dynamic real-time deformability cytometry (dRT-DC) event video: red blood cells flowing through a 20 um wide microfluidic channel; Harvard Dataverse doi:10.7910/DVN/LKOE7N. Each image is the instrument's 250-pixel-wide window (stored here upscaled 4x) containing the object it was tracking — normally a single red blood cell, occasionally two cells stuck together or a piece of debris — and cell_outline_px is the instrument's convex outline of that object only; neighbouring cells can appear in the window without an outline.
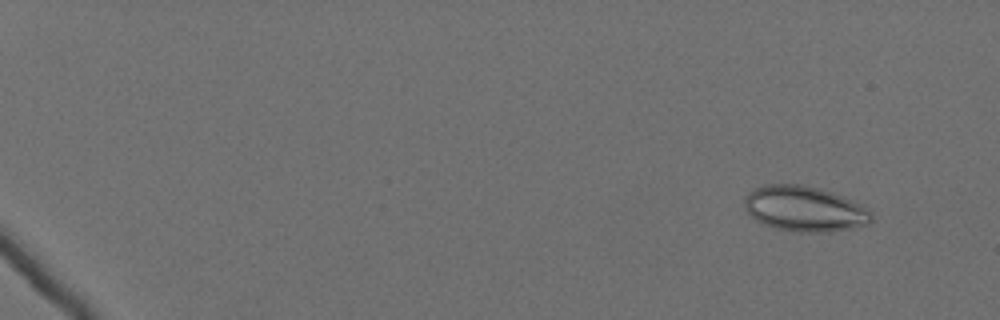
{"species": "Egyptian fruit bat (a non-hibernating species)", "species_latin": "Rousettus aegyptiacus", "temperature_condition": "cold", "stored_images_in_passage": 60, "camera_frame_rate_fps": 3000, "um_per_image_px": 0.085, "animal": {"sex": "female"}, "frame": {"image": 1, "passage_image": 5, "time_ms": 1.333, "image_size_px": [1000, 320], "cell_outline_px": [[872, 220], [868, 224], [852, 228], [832, 232], [796, 232], [776, 228], [764, 224], [756, 220], [748, 212], [744, 204], [744, 196], [756, 188], [764, 184], [800, 184], [820, 188], [832, 192], [864, 204], [872, 212]], "centroid_in_image_um": [68.43, 17.75], "position_along_channel_um": 16.6, "area_um2": 33.87}}
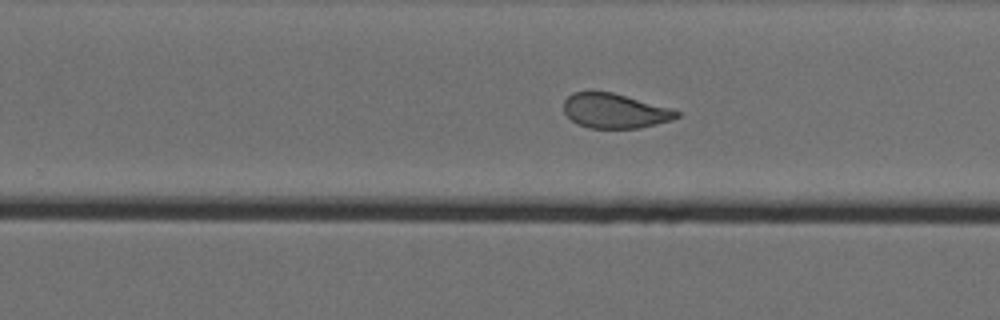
{"frame": {"image": 2, "passage_image": 42, "time_ms": 13.667, "image_size_px": [1000, 320], "cell_outline_px": [[680, 116], [672, 120], [640, 128], [588, 128], [576, 124], [564, 112], [564, 100], [572, 92], [612, 92], [672, 108], [680, 112]], "centroid_in_image_um": [52.27, 9.43], "position_along_channel_um": 277.5, "area_um2": 22.89}}
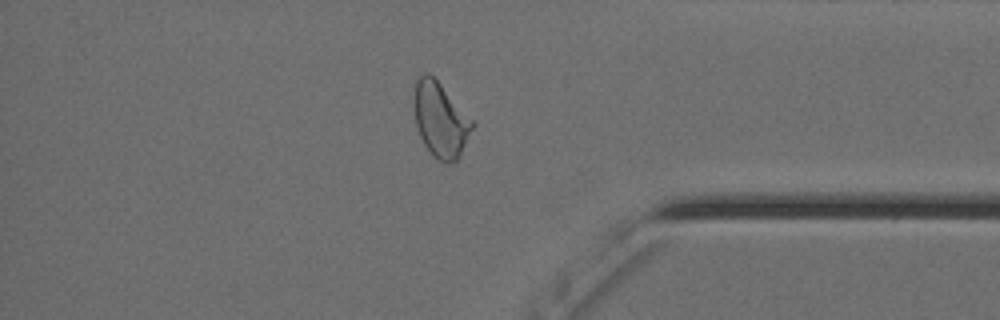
{"frame": {"image": 3, "passage_image": 53, "time_ms": 17.333, "image_size_px": [1000, 320], "cell_outline_px": [[476, 124], [460, 156], [456, 160], [448, 164], [444, 164], [424, 144], [420, 136], [416, 124], [416, 80], [424, 72], [428, 72], [440, 84]], "centroid_in_image_um": [37.49, 10.21], "position_along_channel_um": 397.7, "area_um2": 24.62}, "authors_computed_cell_mechanics": {"area_um2": 27.9174, "velocity_mm_per_s": 3.5666, "shape_relaxation_time_tau1_ms": 11.0933, "shape_relaxation_time_tau2_ms": 1.5322, "deformation_change_tau1": 0.194, "deformation_change_tau2": 0.0834}}